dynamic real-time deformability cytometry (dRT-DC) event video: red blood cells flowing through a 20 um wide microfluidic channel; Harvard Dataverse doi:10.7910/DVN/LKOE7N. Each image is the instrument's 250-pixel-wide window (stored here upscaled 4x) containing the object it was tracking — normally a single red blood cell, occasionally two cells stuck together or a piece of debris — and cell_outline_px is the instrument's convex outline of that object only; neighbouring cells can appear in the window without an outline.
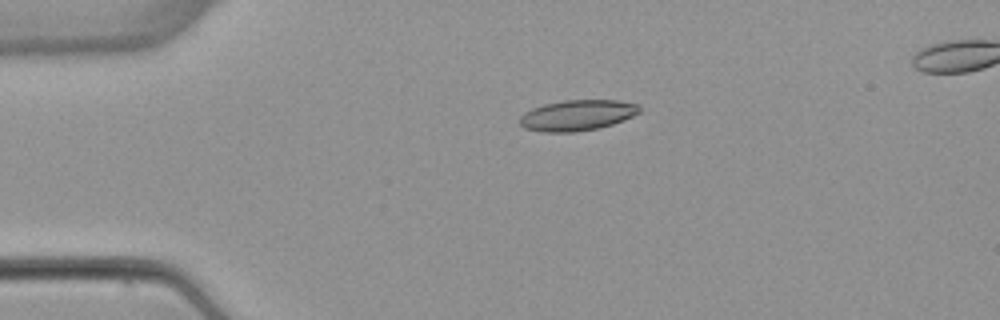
{"species": "common noctule bat (a hibernating species)", "species_latin": "Nyctalus noctula", "temperature_condition": "warm", "stored_images_in_passage": 5, "camera_frame_rate_fps": 3000, "um_per_image_px": 0.085, "animal": {"sex": "female", "body_mass_g": 22.7, "forearm_length_mm": 54.2}, "frame": {"image": 1, "passage_image": 3, "time_ms": 3.0, "image_size_px": [1000, 320], "cell_outline_px": [[640, 112], [632, 116], [612, 124], [600, 128], [576, 132], [544, 132], [524, 128], [520, 124], [520, 116], [524, 112], [532, 108], [544, 104], [564, 100], [616, 100], [640, 104]], "centroid_in_image_um": [49.06, 9.79], "position_along_channel_um": 35.9, "area_um2": 21.5}}